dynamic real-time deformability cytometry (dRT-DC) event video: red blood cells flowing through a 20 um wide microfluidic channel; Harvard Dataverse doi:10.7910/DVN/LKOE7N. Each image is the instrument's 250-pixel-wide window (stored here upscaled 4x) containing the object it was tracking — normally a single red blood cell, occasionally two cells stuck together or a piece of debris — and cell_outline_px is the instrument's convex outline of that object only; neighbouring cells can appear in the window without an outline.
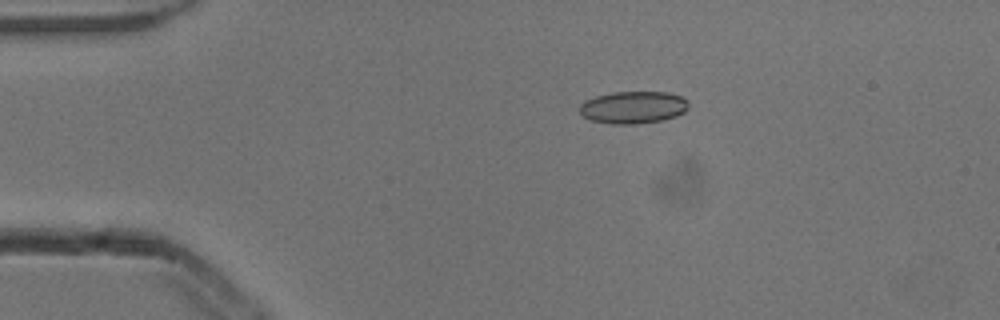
{"species": "common noctule bat (a hibernating species)", "species_latin": "Nyctalus noctula", "temperature_condition": "cold", "stored_images_in_passage": 5, "camera_frame_rate_fps": 3000, "um_per_image_px": 0.085, "animal": {"sex": "male", "body_mass_g": 13.3}, "frame": {"image": 1, "passage_image": 3, "time_ms": 0.667, "image_size_px": [1000, 320], "cell_outline_px": [[688, 108], [684, 112], [676, 116], [664, 120], [636, 124], [612, 124], [592, 120], [580, 116], [580, 104], [584, 100], [596, 96], [612, 92], [668, 92], [680, 96], [688, 100]], "centroid_in_image_um": [53.81, 9.13], "position_along_channel_um": 31.2, "area_um2": 20.69}}
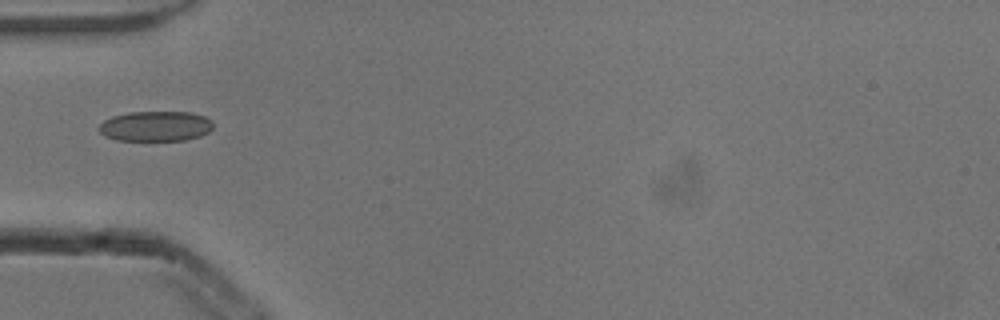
{"frame": {"image": 2, "passage_image": 5, "time_ms": 1.333, "image_size_px": [1000, 320], "cell_outline_px": [[212, 128], [208, 132], [200, 136], [184, 140], [116, 140], [104, 136], [96, 128], [104, 120], [112, 116], [128, 112], [192, 112], [204, 116], [212, 120]], "centroid_in_image_um": [13.2, 10.72], "position_along_channel_um": 71.8, "area_um2": 20.17}}